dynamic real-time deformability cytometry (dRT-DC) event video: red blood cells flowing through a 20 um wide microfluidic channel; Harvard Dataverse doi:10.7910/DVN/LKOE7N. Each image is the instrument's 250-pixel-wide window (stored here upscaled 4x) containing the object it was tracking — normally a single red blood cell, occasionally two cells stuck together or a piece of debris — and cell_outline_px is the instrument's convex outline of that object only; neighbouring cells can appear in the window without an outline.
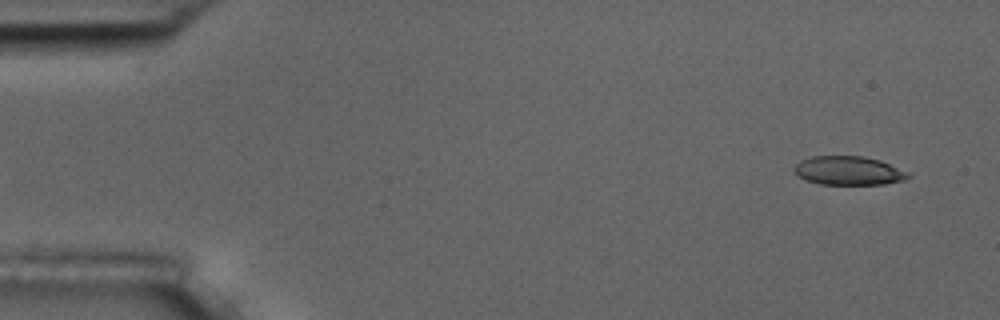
{"species": "common noctule bat (a hibernating species)", "species_latin": "Nyctalus noctula", "temperature_condition": "room temperature", "stored_images_in_passage": 54, "camera_frame_rate_fps": 3000, "um_per_image_px": 0.085, "animal": {"sex": "male", "body_mass_g": 17.5, "forearm_length_mm": 52.3}, "frame": {"image": 1, "passage_image": 2, "time_ms": 0.333, "image_size_px": [1000, 320], "cell_outline_px": [[912, 176], [904, 180], [884, 184], [820, 184], [808, 180], [800, 176], [792, 168], [800, 160], [812, 156], [864, 156], [880, 160], [912, 172]], "centroid_in_image_um": [72.2, 14.5], "position_along_channel_um": 12.8, "area_um2": 19.25}}
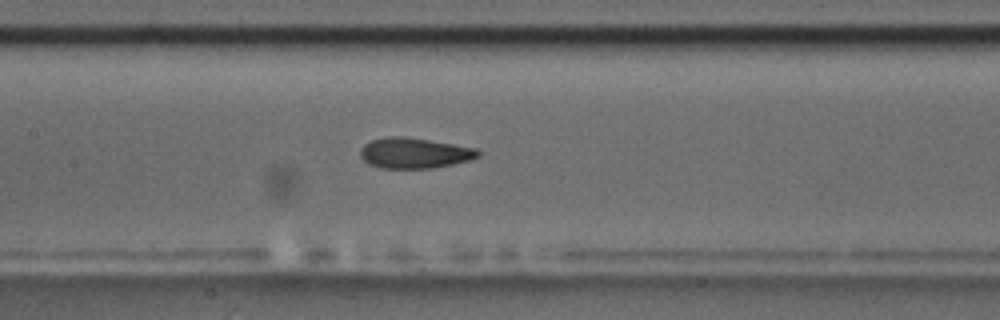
{"frame": {"image": 2, "passage_image": 25, "time_ms": 8.0, "image_size_px": [1000, 320], "cell_outline_px": [[480, 156], [472, 160], [432, 168], [380, 168], [364, 160], [360, 156], [360, 148], [364, 144], [372, 140], [384, 136], [400, 136], [428, 140], [476, 148], [480, 152]], "centroid_in_image_um": [35.22, 13.01], "position_along_channel_um": 172.2, "area_um2": 20.87}}
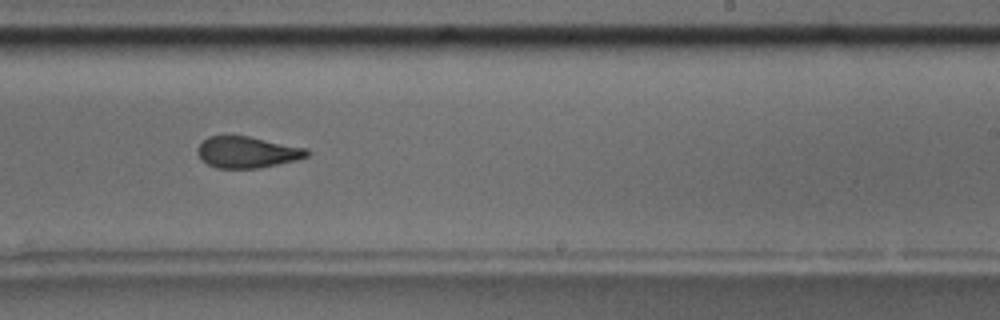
{"frame": {"image": 3, "passage_image": 33, "time_ms": 10.667, "image_size_px": [1000, 320], "cell_outline_px": [[312, 152], [308, 156], [296, 160], [260, 168], [216, 168], [208, 164], [196, 152], [196, 148], [208, 136], [248, 136], [308, 148]], "centroid_in_image_um": [21.05, 12.93], "position_along_channel_um": 268.0, "area_um2": 20.0}, "authors_computed_cell_mechanics": {"area_um2": 20.808, "velocity_mm_per_s": 3.6125, "shape_relaxation_time_tau1_ms": 6.609, "shape_relaxation_time_tau2_ms": 2.6623, "deformation_change_tau1": 0.1773, "deformation_change_tau2": 0.0999}}